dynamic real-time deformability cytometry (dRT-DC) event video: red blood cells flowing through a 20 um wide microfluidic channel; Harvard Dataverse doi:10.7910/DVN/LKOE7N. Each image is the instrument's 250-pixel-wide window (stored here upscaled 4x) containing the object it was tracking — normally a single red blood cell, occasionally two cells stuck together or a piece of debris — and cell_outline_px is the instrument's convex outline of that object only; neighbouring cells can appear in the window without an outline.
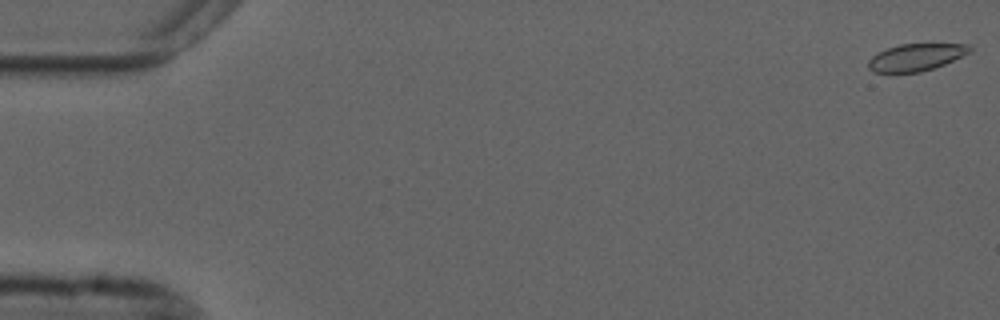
{"species": "common noctule bat (a hibernating species)", "species_latin": "Nyctalus noctula", "temperature_condition": "cold", "stored_images_in_passage": 56, "camera_frame_rate_fps": 3000, "um_per_image_px": 0.085, "animal": {"sex": "male", "forearm_length_mm": 52.5}, "frame": {"image": 1, "passage_image": 1, "time_ms": 0.0, "image_size_px": [1000, 320], "cell_outline_px": [[972, 48], [968, 52], [944, 64], [920, 72], [872, 72], [868, 68], [868, 60], [872, 56], [888, 48], [900, 44], [968, 44]], "centroid_in_image_um": [77.81, 4.87], "position_along_channel_um": 7.2, "area_um2": 15.66}}
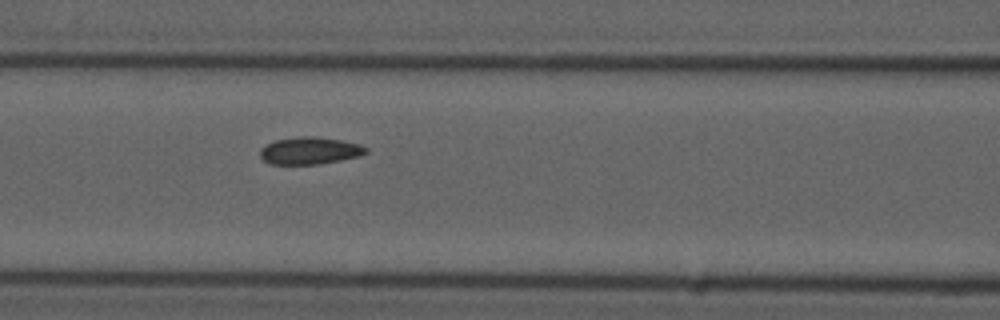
{"frame": {"image": 2, "passage_image": 24, "time_ms": 7.667, "image_size_px": [1000, 320], "cell_outline_px": [[368, 152], [360, 156], [320, 164], [268, 164], [260, 156], [260, 148], [264, 144], [276, 140], [300, 136], [312, 136], [340, 140], [360, 144], [368, 148]], "centroid_in_image_um": [26.32, 12.81], "position_along_channel_um": 140.3, "area_um2": 16.88}}
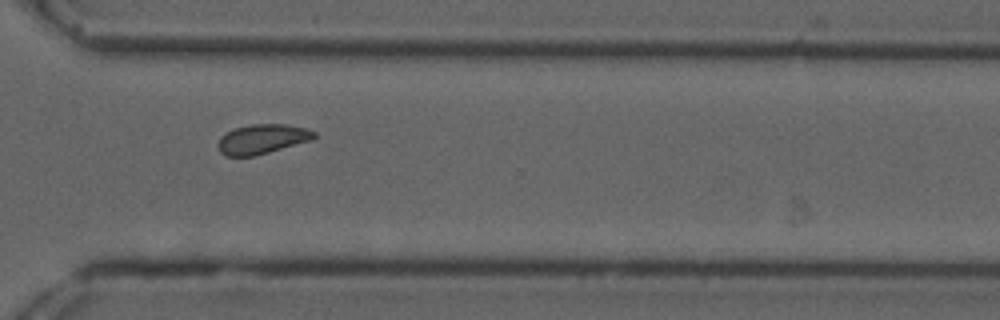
{"frame": {"image": 3, "passage_image": 41, "time_ms": 13.333, "image_size_px": [1000, 320], "cell_outline_px": [[316, 136], [312, 140], [268, 152], [252, 156], [224, 156], [220, 152], [216, 144], [220, 136], [236, 128], [252, 124], [284, 124], [304, 128], [316, 132]], "centroid_in_image_um": [22.26, 11.82], "position_along_channel_um": 348.3, "area_um2": 16.47}, "authors_computed_cell_mechanics": {"area_um2": 16.9354, "velocity_mm_per_s": 3.678, "shape_relaxation_time_tau1_ms": null, "shape_relaxation_time_tau2_ms": 3.2392, "deformation_change_tau1": null, "deformation_change_tau2": 0.0403}}